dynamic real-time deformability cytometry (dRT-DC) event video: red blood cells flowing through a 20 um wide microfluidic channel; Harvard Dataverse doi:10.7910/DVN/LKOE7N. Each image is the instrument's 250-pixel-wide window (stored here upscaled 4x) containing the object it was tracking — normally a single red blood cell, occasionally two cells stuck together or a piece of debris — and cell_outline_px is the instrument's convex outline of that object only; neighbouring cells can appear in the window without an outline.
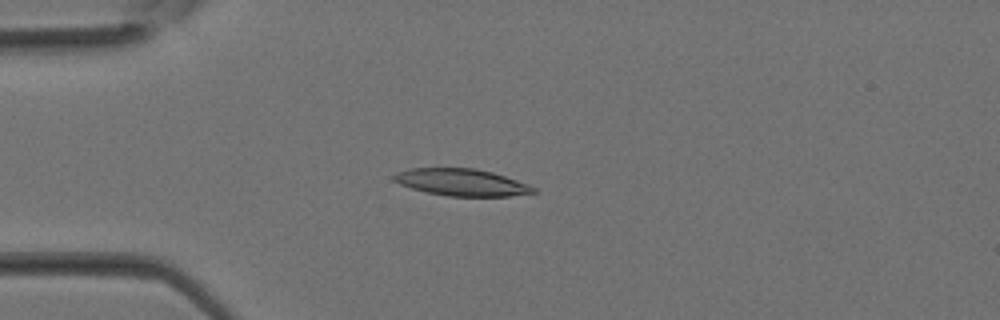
{"species": "Egyptian fruit bat (a non-hibernating species)", "species_latin": "Rousettus aegyptiacus", "temperature_condition": "room temperature", "stored_images_in_passage": 29, "camera_frame_rate_fps": 3000, "um_per_image_px": 0.085, "animal": {"sex": "female"}, "frame": {"image": 1, "passage_image": 8, "time_ms": 2.333, "image_size_px": [1000, 320], "cell_outline_px": [[536, 192], [508, 196], [448, 196], [428, 192], [412, 188], [400, 184], [392, 180], [392, 176], [396, 172], [408, 168], [476, 168], [492, 172], [528, 184], [536, 188]], "centroid_in_image_um": [39.2, 15.49], "position_along_channel_um": 45.8, "area_um2": 21.85}}
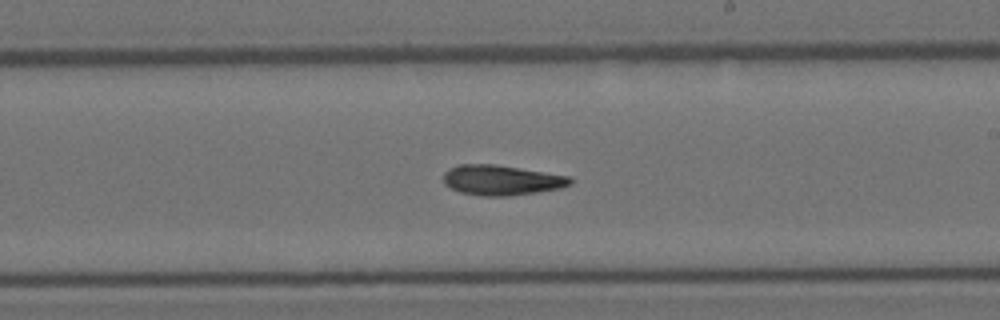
{"frame": {"image": 2, "passage_image": 19, "time_ms": 6.0, "image_size_px": [1000, 320], "cell_outline_px": [[572, 184], [560, 188], [536, 192], [508, 196], [484, 196], [460, 192], [444, 184], [444, 172], [448, 168], [460, 164], [496, 164], [572, 176]], "centroid_in_image_um": [42.64, 15.3], "position_along_channel_um": 246.4, "area_um2": 22.37}}
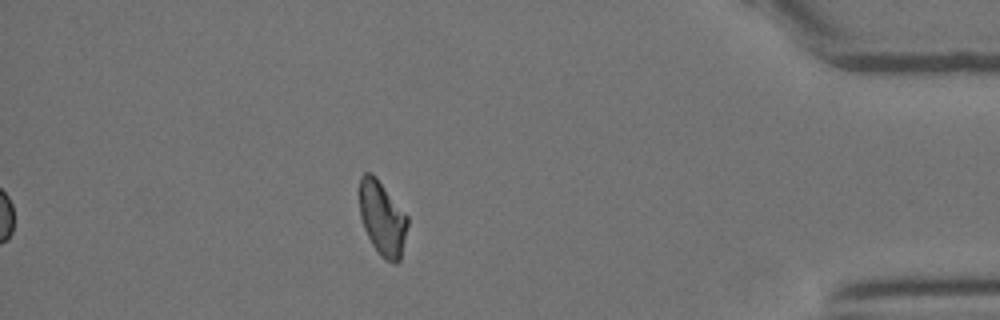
{"frame": {"image": 3, "passage_image": 29, "time_ms": 9.333, "image_size_px": [1000, 320], "cell_outline_px": [[408, 224], [400, 260], [396, 264], [384, 260], [380, 256], [372, 244], [364, 228], [360, 216], [360, 176], [364, 172], [372, 172], [376, 176], [408, 216]], "centroid_in_image_um": [32.5, 18.56], "position_along_channel_um": 402.7, "area_um2": 20.92}}